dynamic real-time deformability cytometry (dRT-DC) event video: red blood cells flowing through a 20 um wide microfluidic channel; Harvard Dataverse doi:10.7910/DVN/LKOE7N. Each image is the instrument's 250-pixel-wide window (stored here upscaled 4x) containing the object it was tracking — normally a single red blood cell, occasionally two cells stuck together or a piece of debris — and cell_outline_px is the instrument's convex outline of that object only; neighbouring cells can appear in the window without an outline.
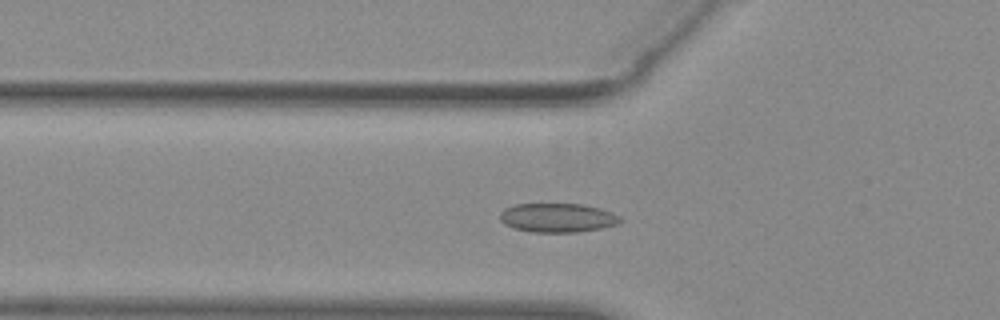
{"species": "common noctule bat (a hibernating species)", "species_latin": "Nyctalus noctula", "temperature_condition": "warm", "stored_images_in_passage": 50, "camera_frame_rate_fps": 3000, "um_per_image_px": 0.085, "animal": {"sex": "female", "body_mass_g": 29.2, "forearm_length_mm": 56.3}, "frame": {"image": 1, "passage_image": 15, "time_ms": 4.667, "image_size_px": [1000, 320], "cell_outline_px": [[624, 220], [616, 224], [600, 228], [576, 232], [532, 232], [512, 228], [504, 224], [500, 220], [500, 212], [504, 208], [516, 204], [580, 204], [600, 208], [612, 212], [620, 216]], "centroid_in_image_um": [47.37, 18.51], "position_along_channel_um": 78.4, "area_um2": 20.4}}
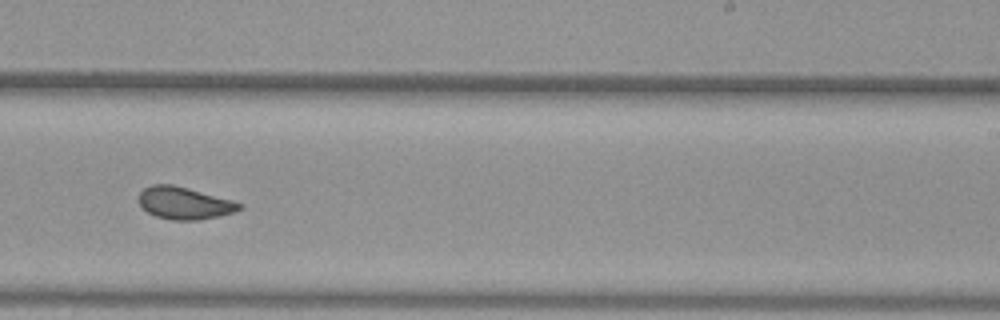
{"frame": {"image": 2, "passage_image": 30, "time_ms": 9.667, "image_size_px": [1000, 320], "cell_outline_px": [[244, 208], [236, 212], [220, 216], [200, 220], [172, 220], [156, 216], [148, 212], [140, 204], [140, 192], [144, 188], [152, 184], [172, 184], [188, 188], [232, 200], [244, 204]], "centroid_in_image_um": [15.73, 17.27], "position_along_channel_um": 273.3, "area_um2": 18.96}}
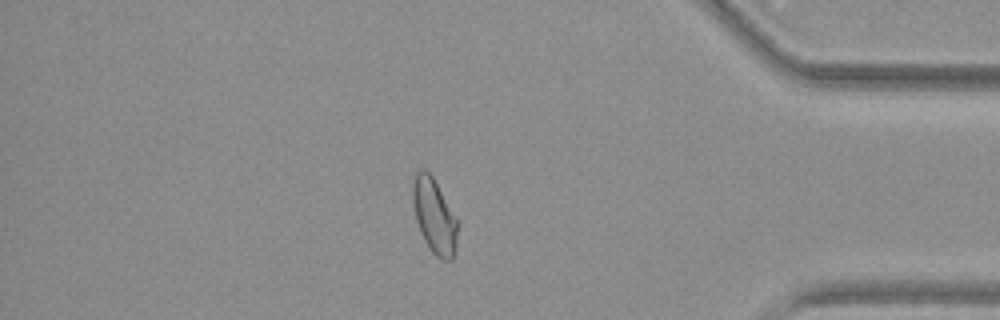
{"frame": {"image": 3, "passage_image": 42, "time_ms": 13.667, "image_size_px": [1000, 320], "cell_outline_px": [[456, 252], [452, 260], [444, 260], [436, 256], [432, 252], [424, 240], [420, 232], [416, 220], [412, 204], [412, 184], [416, 172], [420, 168], [424, 168], [432, 176], [456, 216]], "centroid_in_image_um": [36.89, 18.35], "position_along_channel_um": 398.3, "area_um2": 19.54}, "authors_computed_cell_mechanics": {"area_um2": 19.7387, "velocity_mm_per_s": 3.8889, "shape_relaxation_time_tau1_ms": 10.2818, "shape_relaxation_time_tau2_ms": 1.6063, "deformation_change_tau1": 0.1806, "deformation_change_tau2": 0.0623}}